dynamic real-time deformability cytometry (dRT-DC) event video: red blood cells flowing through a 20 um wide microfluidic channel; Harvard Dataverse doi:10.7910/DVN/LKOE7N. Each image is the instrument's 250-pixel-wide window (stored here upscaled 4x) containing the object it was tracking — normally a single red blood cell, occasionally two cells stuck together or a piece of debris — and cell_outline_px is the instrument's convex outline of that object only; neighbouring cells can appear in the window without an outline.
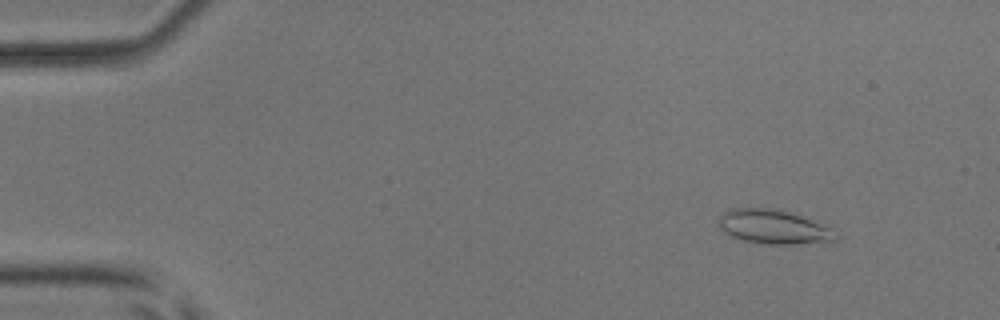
{"species": "common noctule bat (a hibernating species)", "species_latin": "Nyctalus noctula", "temperature_condition": "room temperature", "stored_images_in_passage": 2, "camera_frame_rate_fps": 3000, "um_per_image_px": 0.085, "animal": {"sex": "male", "body_mass_g": 17.9, "forearm_length_mm": 54.2}, "frame": {"image": 1, "passage_image": 2, "time_ms": 1.333, "image_size_px": [1000, 320], "cell_outline_px": [[840, 236], [836, 240], [792, 244], [768, 244], [740, 240], [724, 232], [720, 228], [720, 216], [724, 212], [732, 208], [780, 208], [808, 216], [832, 224], [840, 232]], "centroid_in_image_um": [65.93, 19.26], "position_along_channel_um": 19.1, "area_um2": 24.33}}